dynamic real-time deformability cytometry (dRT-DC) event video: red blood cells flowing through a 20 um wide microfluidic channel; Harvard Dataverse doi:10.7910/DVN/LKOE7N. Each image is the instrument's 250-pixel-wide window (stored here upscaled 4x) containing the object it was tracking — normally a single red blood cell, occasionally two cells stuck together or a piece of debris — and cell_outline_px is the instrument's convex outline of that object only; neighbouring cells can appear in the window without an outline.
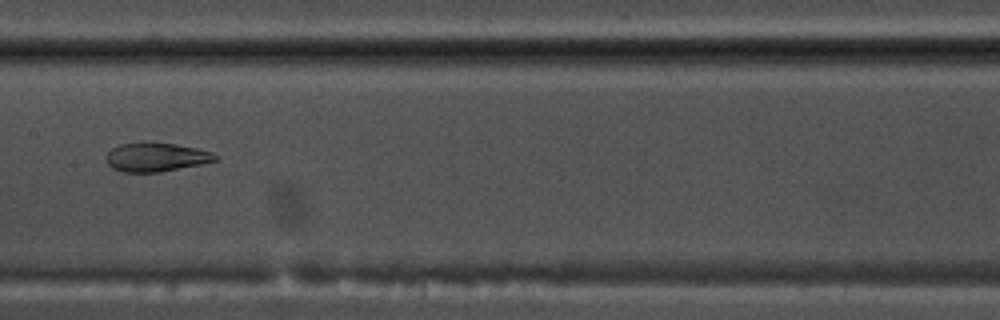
{"species": "common noctule bat (a hibernating species)", "species_latin": "Nyctalus noctula", "temperature_condition": "warm", "stored_images_in_passage": 39, "camera_frame_rate_fps": 3000, "um_per_image_px": 0.085, "animal": {"sex": "male", "body_mass_g": 17.5, "forearm_length_mm": 52.3}, "frame": {"image": 1, "passage_image": 12, "time_ms": 3.667, "image_size_px": [1000, 320], "cell_outline_px": [[220, 156], [216, 160], [200, 164], [160, 172], [124, 172], [112, 168], [108, 164], [108, 152], [112, 148], [120, 144], [176, 144], [196, 148], [212, 152]], "centroid_in_image_um": [13.3, 13.38], "position_along_channel_um": 194.1, "area_um2": 17.74}}
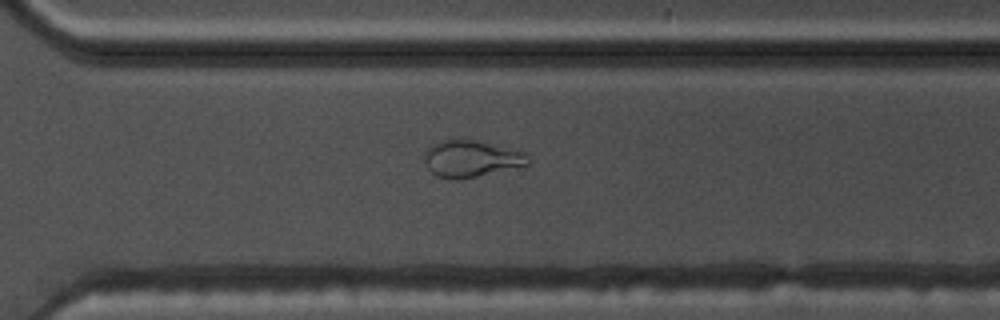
{"frame": {"image": 2, "passage_image": 23, "time_ms": 7.333, "image_size_px": [1000, 320], "cell_outline_px": [[532, 164], [476, 176], [456, 180], [452, 180], [436, 176], [428, 168], [424, 160], [424, 152], [432, 144], [440, 140], [476, 140], [528, 152]], "centroid_in_image_um": [40.08, 13.49], "position_along_channel_um": 330.5, "area_um2": 22.37}}
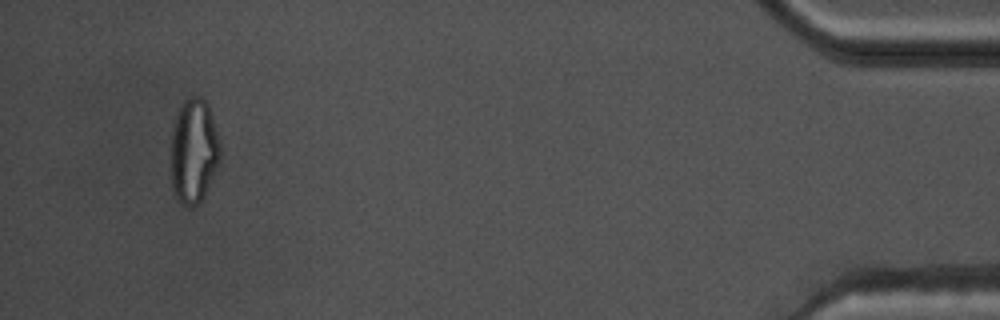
{"frame": {"image": 3, "passage_image": 36, "time_ms": 11.667, "image_size_px": [1000, 320], "cell_outline_px": [[220, 160], [204, 196], [192, 208], [188, 208], [172, 192], [172, 128], [176, 112], [180, 104], [184, 100], [192, 96], [200, 96], [208, 104], [220, 140]], "centroid_in_image_um": [16.47, 12.8], "position_along_channel_um": 418.7, "area_um2": 30.11}, "authors_computed_cell_mechanics": {"area_um2": 20.4034, "velocity_mm_per_s": 3.7293, "shape_relaxation_time_tau1_ms": null, "shape_relaxation_time_tau2_ms": 1.9429, "deformation_change_tau1": null, "deformation_change_tau2": 0.0894}}